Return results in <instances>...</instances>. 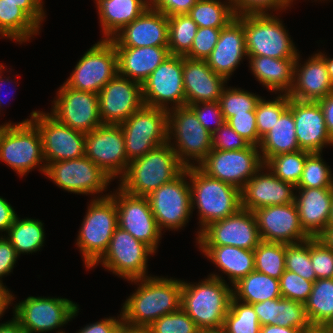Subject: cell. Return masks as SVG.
Returning <instances> with one entry per match:
<instances>
[{"mask_svg":"<svg viewBox=\"0 0 333 333\" xmlns=\"http://www.w3.org/2000/svg\"><path fill=\"white\" fill-rule=\"evenodd\" d=\"M191 190V209H198L199 233L210 223L237 213L241 207V190L236 186L212 178L199 167L187 168Z\"/></svg>","mask_w":333,"mask_h":333,"instance_id":"3957f363","label":"cell"},{"mask_svg":"<svg viewBox=\"0 0 333 333\" xmlns=\"http://www.w3.org/2000/svg\"><path fill=\"white\" fill-rule=\"evenodd\" d=\"M155 252L119 226L114 231L104 255L91 267L98 264L127 281L149 277L148 258Z\"/></svg>","mask_w":333,"mask_h":333,"instance_id":"8fae6325","label":"cell"},{"mask_svg":"<svg viewBox=\"0 0 333 333\" xmlns=\"http://www.w3.org/2000/svg\"><path fill=\"white\" fill-rule=\"evenodd\" d=\"M184 170L185 167L167 142L130 161L126 172L118 180V187L128 194L147 197Z\"/></svg>","mask_w":333,"mask_h":333,"instance_id":"277c9868","label":"cell"},{"mask_svg":"<svg viewBox=\"0 0 333 333\" xmlns=\"http://www.w3.org/2000/svg\"><path fill=\"white\" fill-rule=\"evenodd\" d=\"M254 212L240 209L237 213L207 225L196 241L199 246H235L254 250L261 242Z\"/></svg>","mask_w":333,"mask_h":333,"instance_id":"ffe728a7","label":"cell"},{"mask_svg":"<svg viewBox=\"0 0 333 333\" xmlns=\"http://www.w3.org/2000/svg\"><path fill=\"white\" fill-rule=\"evenodd\" d=\"M167 129L168 143L185 168L198 167L212 150V134L202 126L189 106L168 111Z\"/></svg>","mask_w":333,"mask_h":333,"instance_id":"52a82bcc","label":"cell"},{"mask_svg":"<svg viewBox=\"0 0 333 333\" xmlns=\"http://www.w3.org/2000/svg\"><path fill=\"white\" fill-rule=\"evenodd\" d=\"M250 145L259 147L255 112L236 114L226 121Z\"/></svg>","mask_w":333,"mask_h":333,"instance_id":"680465c9","label":"cell"},{"mask_svg":"<svg viewBox=\"0 0 333 333\" xmlns=\"http://www.w3.org/2000/svg\"><path fill=\"white\" fill-rule=\"evenodd\" d=\"M295 189L263 165L241 189V207L253 212L266 206L293 203Z\"/></svg>","mask_w":333,"mask_h":333,"instance_id":"d4e9b609","label":"cell"},{"mask_svg":"<svg viewBox=\"0 0 333 333\" xmlns=\"http://www.w3.org/2000/svg\"><path fill=\"white\" fill-rule=\"evenodd\" d=\"M289 108L295 122L296 138L300 150L322 153L323 148L333 146L321 106L318 101H301L289 97Z\"/></svg>","mask_w":333,"mask_h":333,"instance_id":"cb8c5ba5","label":"cell"},{"mask_svg":"<svg viewBox=\"0 0 333 333\" xmlns=\"http://www.w3.org/2000/svg\"><path fill=\"white\" fill-rule=\"evenodd\" d=\"M221 29L198 27L192 47L185 57L206 60L218 42Z\"/></svg>","mask_w":333,"mask_h":333,"instance_id":"11a10c76","label":"cell"},{"mask_svg":"<svg viewBox=\"0 0 333 333\" xmlns=\"http://www.w3.org/2000/svg\"><path fill=\"white\" fill-rule=\"evenodd\" d=\"M30 118L41 135L46 167L85 156V133L60 123L48 112L32 111Z\"/></svg>","mask_w":333,"mask_h":333,"instance_id":"2e32d148","label":"cell"},{"mask_svg":"<svg viewBox=\"0 0 333 333\" xmlns=\"http://www.w3.org/2000/svg\"><path fill=\"white\" fill-rule=\"evenodd\" d=\"M115 333H147L146 329L130 327L125 324H122Z\"/></svg>","mask_w":333,"mask_h":333,"instance_id":"753ad0ef","label":"cell"},{"mask_svg":"<svg viewBox=\"0 0 333 333\" xmlns=\"http://www.w3.org/2000/svg\"><path fill=\"white\" fill-rule=\"evenodd\" d=\"M224 277L212 273L199 283L182 281L181 308L200 330H222L233 296Z\"/></svg>","mask_w":333,"mask_h":333,"instance_id":"7a4b0ae2","label":"cell"},{"mask_svg":"<svg viewBox=\"0 0 333 333\" xmlns=\"http://www.w3.org/2000/svg\"><path fill=\"white\" fill-rule=\"evenodd\" d=\"M263 165L259 147L249 145L242 150L212 149L198 167L208 176L241 190Z\"/></svg>","mask_w":333,"mask_h":333,"instance_id":"e0dca14e","label":"cell"},{"mask_svg":"<svg viewBox=\"0 0 333 333\" xmlns=\"http://www.w3.org/2000/svg\"><path fill=\"white\" fill-rule=\"evenodd\" d=\"M261 325L252 304L230 300L229 310L224 318L223 333H260Z\"/></svg>","mask_w":333,"mask_h":333,"instance_id":"60d3db41","label":"cell"},{"mask_svg":"<svg viewBox=\"0 0 333 333\" xmlns=\"http://www.w3.org/2000/svg\"><path fill=\"white\" fill-rule=\"evenodd\" d=\"M311 153L305 160L304 170L296 188H333L332 168L321 157Z\"/></svg>","mask_w":333,"mask_h":333,"instance_id":"7dc6e473","label":"cell"},{"mask_svg":"<svg viewBox=\"0 0 333 333\" xmlns=\"http://www.w3.org/2000/svg\"><path fill=\"white\" fill-rule=\"evenodd\" d=\"M310 260L316 279L333 278V250L319 237H310Z\"/></svg>","mask_w":333,"mask_h":333,"instance_id":"f5cc1de1","label":"cell"},{"mask_svg":"<svg viewBox=\"0 0 333 333\" xmlns=\"http://www.w3.org/2000/svg\"><path fill=\"white\" fill-rule=\"evenodd\" d=\"M111 192L117 206L118 226L156 253L163 234L151 211L148 198L128 194L119 187Z\"/></svg>","mask_w":333,"mask_h":333,"instance_id":"44dd1931","label":"cell"},{"mask_svg":"<svg viewBox=\"0 0 333 333\" xmlns=\"http://www.w3.org/2000/svg\"><path fill=\"white\" fill-rule=\"evenodd\" d=\"M311 152L299 150L271 157L264 165L279 179L297 187Z\"/></svg>","mask_w":333,"mask_h":333,"instance_id":"7bdbcfd3","label":"cell"},{"mask_svg":"<svg viewBox=\"0 0 333 333\" xmlns=\"http://www.w3.org/2000/svg\"><path fill=\"white\" fill-rule=\"evenodd\" d=\"M275 325L302 329L305 333H314L305 311L304 303L285 299H275Z\"/></svg>","mask_w":333,"mask_h":333,"instance_id":"bcb514c9","label":"cell"},{"mask_svg":"<svg viewBox=\"0 0 333 333\" xmlns=\"http://www.w3.org/2000/svg\"><path fill=\"white\" fill-rule=\"evenodd\" d=\"M314 333H333V329H320V330H315Z\"/></svg>","mask_w":333,"mask_h":333,"instance_id":"09005b40","label":"cell"},{"mask_svg":"<svg viewBox=\"0 0 333 333\" xmlns=\"http://www.w3.org/2000/svg\"><path fill=\"white\" fill-rule=\"evenodd\" d=\"M96 7L104 35L101 39L110 40L149 7V0H99Z\"/></svg>","mask_w":333,"mask_h":333,"instance_id":"d6a6232c","label":"cell"},{"mask_svg":"<svg viewBox=\"0 0 333 333\" xmlns=\"http://www.w3.org/2000/svg\"><path fill=\"white\" fill-rule=\"evenodd\" d=\"M187 177V168H185L177 178L163 184L147 196L161 231L180 230L187 225L192 216L191 190Z\"/></svg>","mask_w":333,"mask_h":333,"instance_id":"4fadbf2b","label":"cell"},{"mask_svg":"<svg viewBox=\"0 0 333 333\" xmlns=\"http://www.w3.org/2000/svg\"><path fill=\"white\" fill-rule=\"evenodd\" d=\"M254 77L268 91L288 94L293 86L294 63L297 58L277 59L267 56H248Z\"/></svg>","mask_w":333,"mask_h":333,"instance_id":"1f68e13d","label":"cell"},{"mask_svg":"<svg viewBox=\"0 0 333 333\" xmlns=\"http://www.w3.org/2000/svg\"><path fill=\"white\" fill-rule=\"evenodd\" d=\"M85 156L112 180L120 179L130 162L126 156L125 140L121 126L103 124L86 133Z\"/></svg>","mask_w":333,"mask_h":333,"instance_id":"ac0fdd59","label":"cell"},{"mask_svg":"<svg viewBox=\"0 0 333 333\" xmlns=\"http://www.w3.org/2000/svg\"><path fill=\"white\" fill-rule=\"evenodd\" d=\"M260 155L265 164L271 157L299 151L292 110L288 107L270 131L261 139Z\"/></svg>","mask_w":333,"mask_h":333,"instance_id":"e575fe53","label":"cell"},{"mask_svg":"<svg viewBox=\"0 0 333 333\" xmlns=\"http://www.w3.org/2000/svg\"><path fill=\"white\" fill-rule=\"evenodd\" d=\"M199 333H223L222 330H200Z\"/></svg>","mask_w":333,"mask_h":333,"instance_id":"b9fcfbb0","label":"cell"},{"mask_svg":"<svg viewBox=\"0 0 333 333\" xmlns=\"http://www.w3.org/2000/svg\"><path fill=\"white\" fill-rule=\"evenodd\" d=\"M318 54L324 59L326 63L328 75L331 83L333 84V58L325 55V53L323 54L321 51H319Z\"/></svg>","mask_w":333,"mask_h":333,"instance_id":"34e18365","label":"cell"},{"mask_svg":"<svg viewBox=\"0 0 333 333\" xmlns=\"http://www.w3.org/2000/svg\"><path fill=\"white\" fill-rule=\"evenodd\" d=\"M0 333H27V331L13 317L12 320L0 323Z\"/></svg>","mask_w":333,"mask_h":333,"instance_id":"2644e50d","label":"cell"},{"mask_svg":"<svg viewBox=\"0 0 333 333\" xmlns=\"http://www.w3.org/2000/svg\"><path fill=\"white\" fill-rule=\"evenodd\" d=\"M119 125L129 161L168 142V110L143 105Z\"/></svg>","mask_w":333,"mask_h":333,"instance_id":"9c48e42d","label":"cell"},{"mask_svg":"<svg viewBox=\"0 0 333 333\" xmlns=\"http://www.w3.org/2000/svg\"><path fill=\"white\" fill-rule=\"evenodd\" d=\"M44 223L38 219L22 218L16 216L5 236L17 254H32L40 251L44 246L45 231Z\"/></svg>","mask_w":333,"mask_h":333,"instance_id":"f35d334b","label":"cell"},{"mask_svg":"<svg viewBox=\"0 0 333 333\" xmlns=\"http://www.w3.org/2000/svg\"><path fill=\"white\" fill-rule=\"evenodd\" d=\"M285 270L314 282L316 274L310 260V238L296 244H285Z\"/></svg>","mask_w":333,"mask_h":333,"instance_id":"681fc988","label":"cell"},{"mask_svg":"<svg viewBox=\"0 0 333 333\" xmlns=\"http://www.w3.org/2000/svg\"><path fill=\"white\" fill-rule=\"evenodd\" d=\"M253 212L262 241L288 245L310 238L301 226L295 202L266 206Z\"/></svg>","mask_w":333,"mask_h":333,"instance_id":"603a6c76","label":"cell"},{"mask_svg":"<svg viewBox=\"0 0 333 333\" xmlns=\"http://www.w3.org/2000/svg\"><path fill=\"white\" fill-rule=\"evenodd\" d=\"M255 270L280 279L285 271V244L261 241L254 249Z\"/></svg>","mask_w":333,"mask_h":333,"instance_id":"ee69618b","label":"cell"},{"mask_svg":"<svg viewBox=\"0 0 333 333\" xmlns=\"http://www.w3.org/2000/svg\"><path fill=\"white\" fill-rule=\"evenodd\" d=\"M198 248L216 265V268H219V271L228 276L231 286L255 270L254 250L230 245L198 246Z\"/></svg>","mask_w":333,"mask_h":333,"instance_id":"836d02e7","label":"cell"},{"mask_svg":"<svg viewBox=\"0 0 333 333\" xmlns=\"http://www.w3.org/2000/svg\"><path fill=\"white\" fill-rule=\"evenodd\" d=\"M129 282L139 286L123 303V324L146 329L160 317L181 308V279L151 275Z\"/></svg>","mask_w":333,"mask_h":333,"instance_id":"6da1fadb","label":"cell"},{"mask_svg":"<svg viewBox=\"0 0 333 333\" xmlns=\"http://www.w3.org/2000/svg\"><path fill=\"white\" fill-rule=\"evenodd\" d=\"M260 333H305L302 329L294 327H281L278 325H263Z\"/></svg>","mask_w":333,"mask_h":333,"instance_id":"89a4df30","label":"cell"},{"mask_svg":"<svg viewBox=\"0 0 333 333\" xmlns=\"http://www.w3.org/2000/svg\"><path fill=\"white\" fill-rule=\"evenodd\" d=\"M118 318V319H117ZM123 324L122 314L118 317H107L100 321L86 325L76 333H115V331Z\"/></svg>","mask_w":333,"mask_h":333,"instance_id":"6125c7cd","label":"cell"},{"mask_svg":"<svg viewBox=\"0 0 333 333\" xmlns=\"http://www.w3.org/2000/svg\"><path fill=\"white\" fill-rule=\"evenodd\" d=\"M142 97L144 105L168 111L186 106L183 56L167 57L142 83Z\"/></svg>","mask_w":333,"mask_h":333,"instance_id":"9a60e30c","label":"cell"},{"mask_svg":"<svg viewBox=\"0 0 333 333\" xmlns=\"http://www.w3.org/2000/svg\"><path fill=\"white\" fill-rule=\"evenodd\" d=\"M318 103L323 110L328 133L333 140V93H330L326 97L318 100Z\"/></svg>","mask_w":333,"mask_h":333,"instance_id":"003e7915","label":"cell"},{"mask_svg":"<svg viewBox=\"0 0 333 333\" xmlns=\"http://www.w3.org/2000/svg\"><path fill=\"white\" fill-rule=\"evenodd\" d=\"M79 229L76 246L87 269L106 252L111 237L118 227L117 206L111 195L92 198Z\"/></svg>","mask_w":333,"mask_h":333,"instance_id":"8992f818","label":"cell"},{"mask_svg":"<svg viewBox=\"0 0 333 333\" xmlns=\"http://www.w3.org/2000/svg\"><path fill=\"white\" fill-rule=\"evenodd\" d=\"M304 305L314 330L333 329V278L316 279Z\"/></svg>","mask_w":333,"mask_h":333,"instance_id":"d590c367","label":"cell"},{"mask_svg":"<svg viewBox=\"0 0 333 333\" xmlns=\"http://www.w3.org/2000/svg\"><path fill=\"white\" fill-rule=\"evenodd\" d=\"M45 176L59 188L73 194H97L94 198L110 195L103 192H106L112 179L86 156L52 162L46 167Z\"/></svg>","mask_w":333,"mask_h":333,"instance_id":"5bb4252c","label":"cell"},{"mask_svg":"<svg viewBox=\"0 0 333 333\" xmlns=\"http://www.w3.org/2000/svg\"><path fill=\"white\" fill-rule=\"evenodd\" d=\"M41 28L15 3L0 0V36L25 43L38 35Z\"/></svg>","mask_w":333,"mask_h":333,"instance_id":"8d00e7d4","label":"cell"},{"mask_svg":"<svg viewBox=\"0 0 333 333\" xmlns=\"http://www.w3.org/2000/svg\"><path fill=\"white\" fill-rule=\"evenodd\" d=\"M237 18L243 23L247 56L297 58L300 52L278 15H242Z\"/></svg>","mask_w":333,"mask_h":333,"instance_id":"ba28073f","label":"cell"},{"mask_svg":"<svg viewBox=\"0 0 333 333\" xmlns=\"http://www.w3.org/2000/svg\"><path fill=\"white\" fill-rule=\"evenodd\" d=\"M17 213L11 204L2 196H0V233L8 232L13 224Z\"/></svg>","mask_w":333,"mask_h":333,"instance_id":"03108f58","label":"cell"},{"mask_svg":"<svg viewBox=\"0 0 333 333\" xmlns=\"http://www.w3.org/2000/svg\"><path fill=\"white\" fill-rule=\"evenodd\" d=\"M262 96L256 93L245 91L242 88L224 87L219 105L222 110L225 121L236 114H247L255 112L258 101Z\"/></svg>","mask_w":333,"mask_h":333,"instance_id":"f6af8a7d","label":"cell"},{"mask_svg":"<svg viewBox=\"0 0 333 333\" xmlns=\"http://www.w3.org/2000/svg\"><path fill=\"white\" fill-rule=\"evenodd\" d=\"M0 160L20 177L37 167L45 175L42 139L31 118L16 124L10 121L0 124Z\"/></svg>","mask_w":333,"mask_h":333,"instance_id":"5b68a950","label":"cell"},{"mask_svg":"<svg viewBox=\"0 0 333 333\" xmlns=\"http://www.w3.org/2000/svg\"><path fill=\"white\" fill-rule=\"evenodd\" d=\"M252 305L261 326L275 325V299H268Z\"/></svg>","mask_w":333,"mask_h":333,"instance_id":"e7e4bbea","label":"cell"},{"mask_svg":"<svg viewBox=\"0 0 333 333\" xmlns=\"http://www.w3.org/2000/svg\"><path fill=\"white\" fill-rule=\"evenodd\" d=\"M279 286L282 298L305 303L312 291L313 282L285 270L279 279Z\"/></svg>","mask_w":333,"mask_h":333,"instance_id":"db71d44e","label":"cell"},{"mask_svg":"<svg viewBox=\"0 0 333 333\" xmlns=\"http://www.w3.org/2000/svg\"><path fill=\"white\" fill-rule=\"evenodd\" d=\"M19 255L10 243V241L4 236H0V285L4 286L1 280L4 276L10 275L13 272V268L16 265V261Z\"/></svg>","mask_w":333,"mask_h":333,"instance_id":"94428289","label":"cell"},{"mask_svg":"<svg viewBox=\"0 0 333 333\" xmlns=\"http://www.w3.org/2000/svg\"><path fill=\"white\" fill-rule=\"evenodd\" d=\"M328 227H333V203H332V208H331L330 219L328 222Z\"/></svg>","mask_w":333,"mask_h":333,"instance_id":"2a66077c","label":"cell"},{"mask_svg":"<svg viewBox=\"0 0 333 333\" xmlns=\"http://www.w3.org/2000/svg\"><path fill=\"white\" fill-rule=\"evenodd\" d=\"M294 202L300 223L310 237H319L328 227L333 188H296ZM298 191V194H296Z\"/></svg>","mask_w":333,"mask_h":333,"instance_id":"f546056e","label":"cell"},{"mask_svg":"<svg viewBox=\"0 0 333 333\" xmlns=\"http://www.w3.org/2000/svg\"><path fill=\"white\" fill-rule=\"evenodd\" d=\"M8 289L7 286L0 285V318L4 316L8 306H12L11 303L15 300L14 295Z\"/></svg>","mask_w":333,"mask_h":333,"instance_id":"a7ac6f4b","label":"cell"},{"mask_svg":"<svg viewBox=\"0 0 333 333\" xmlns=\"http://www.w3.org/2000/svg\"><path fill=\"white\" fill-rule=\"evenodd\" d=\"M188 15L198 27L223 28L236 16L229 0H198Z\"/></svg>","mask_w":333,"mask_h":333,"instance_id":"ab89813d","label":"cell"},{"mask_svg":"<svg viewBox=\"0 0 333 333\" xmlns=\"http://www.w3.org/2000/svg\"><path fill=\"white\" fill-rule=\"evenodd\" d=\"M189 107L194 111L202 126L211 134L226 122L219 102L194 103ZM209 120L213 123L211 124Z\"/></svg>","mask_w":333,"mask_h":333,"instance_id":"9f6ffc18","label":"cell"},{"mask_svg":"<svg viewBox=\"0 0 333 333\" xmlns=\"http://www.w3.org/2000/svg\"><path fill=\"white\" fill-rule=\"evenodd\" d=\"M115 47H168V17L147 8L137 19L124 26L110 39Z\"/></svg>","mask_w":333,"mask_h":333,"instance_id":"484cf974","label":"cell"},{"mask_svg":"<svg viewBox=\"0 0 333 333\" xmlns=\"http://www.w3.org/2000/svg\"><path fill=\"white\" fill-rule=\"evenodd\" d=\"M169 42L171 55L185 56L191 49L198 26L188 14L168 17Z\"/></svg>","mask_w":333,"mask_h":333,"instance_id":"b9f144b4","label":"cell"},{"mask_svg":"<svg viewBox=\"0 0 333 333\" xmlns=\"http://www.w3.org/2000/svg\"><path fill=\"white\" fill-rule=\"evenodd\" d=\"M118 74L143 83L171 54L168 47H115Z\"/></svg>","mask_w":333,"mask_h":333,"instance_id":"4dcf8cb0","label":"cell"},{"mask_svg":"<svg viewBox=\"0 0 333 333\" xmlns=\"http://www.w3.org/2000/svg\"><path fill=\"white\" fill-rule=\"evenodd\" d=\"M300 60L298 54L294 63L293 86L288 96L301 101H318L333 93V84L324 59L315 53L304 64Z\"/></svg>","mask_w":333,"mask_h":333,"instance_id":"4316f807","label":"cell"},{"mask_svg":"<svg viewBox=\"0 0 333 333\" xmlns=\"http://www.w3.org/2000/svg\"><path fill=\"white\" fill-rule=\"evenodd\" d=\"M147 333H199L193 319L180 308L177 312L165 314L149 327L146 328Z\"/></svg>","mask_w":333,"mask_h":333,"instance_id":"f907efd6","label":"cell"},{"mask_svg":"<svg viewBox=\"0 0 333 333\" xmlns=\"http://www.w3.org/2000/svg\"><path fill=\"white\" fill-rule=\"evenodd\" d=\"M212 149L217 150H242L250 144L241 137L227 122L212 134Z\"/></svg>","mask_w":333,"mask_h":333,"instance_id":"6f0895ef","label":"cell"},{"mask_svg":"<svg viewBox=\"0 0 333 333\" xmlns=\"http://www.w3.org/2000/svg\"><path fill=\"white\" fill-rule=\"evenodd\" d=\"M103 124L119 125L143 105L142 84L117 74L98 93Z\"/></svg>","mask_w":333,"mask_h":333,"instance_id":"7402d4cb","label":"cell"},{"mask_svg":"<svg viewBox=\"0 0 333 333\" xmlns=\"http://www.w3.org/2000/svg\"><path fill=\"white\" fill-rule=\"evenodd\" d=\"M117 74L115 46L111 40L100 39L83 54L64 83L78 91L98 94Z\"/></svg>","mask_w":333,"mask_h":333,"instance_id":"7c38bea8","label":"cell"},{"mask_svg":"<svg viewBox=\"0 0 333 333\" xmlns=\"http://www.w3.org/2000/svg\"><path fill=\"white\" fill-rule=\"evenodd\" d=\"M52 105L50 114L74 130L86 134L103 125L96 93L78 91L63 83Z\"/></svg>","mask_w":333,"mask_h":333,"instance_id":"d6986e66","label":"cell"},{"mask_svg":"<svg viewBox=\"0 0 333 333\" xmlns=\"http://www.w3.org/2000/svg\"><path fill=\"white\" fill-rule=\"evenodd\" d=\"M17 4L40 28L46 17L43 0H5Z\"/></svg>","mask_w":333,"mask_h":333,"instance_id":"be15d7a7","label":"cell"},{"mask_svg":"<svg viewBox=\"0 0 333 333\" xmlns=\"http://www.w3.org/2000/svg\"><path fill=\"white\" fill-rule=\"evenodd\" d=\"M322 241L333 250V227L327 229L319 236Z\"/></svg>","mask_w":333,"mask_h":333,"instance_id":"8c879c8a","label":"cell"},{"mask_svg":"<svg viewBox=\"0 0 333 333\" xmlns=\"http://www.w3.org/2000/svg\"><path fill=\"white\" fill-rule=\"evenodd\" d=\"M198 0H149V8L162 12L167 17L188 14Z\"/></svg>","mask_w":333,"mask_h":333,"instance_id":"91938a15","label":"cell"},{"mask_svg":"<svg viewBox=\"0 0 333 333\" xmlns=\"http://www.w3.org/2000/svg\"><path fill=\"white\" fill-rule=\"evenodd\" d=\"M289 107L288 94H278L273 100L260 98L255 109L259 145L281 114Z\"/></svg>","mask_w":333,"mask_h":333,"instance_id":"c3c4849f","label":"cell"},{"mask_svg":"<svg viewBox=\"0 0 333 333\" xmlns=\"http://www.w3.org/2000/svg\"><path fill=\"white\" fill-rule=\"evenodd\" d=\"M232 294L236 300L248 304L282 297L279 280L256 270L234 284Z\"/></svg>","mask_w":333,"mask_h":333,"instance_id":"74e56055","label":"cell"},{"mask_svg":"<svg viewBox=\"0 0 333 333\" xmlns=\"http://www.w3.org/2000/svg\"><path fill=\"white\" fill-rule=\"evenodd\" d=\"M244 58L248 56L243 23L235 17L221 29L218 42L206 62L216 74L229 81Z\"/></svg>","mask_w":333,"mask_h":333,"instance_id":"83f0119b","label":"cell"},{"mask_svg":"<svg viewBox=\"0 0 333 333\" xmlns=\"http://www.w3.org/2000/svg\"><path fill=\"white\" fill-rule=\"evenodd\" d=\"M5 67H6V66H3V64H0V112H1V108H2V106L4 107V104H3L4 102H3V101H4V99H5V98H3L2 95H1V92H2V89H1V88H2V86H3L4 83H5V84H8V83H11V81H12V80H10V77H9V76L6 77L5 79L2 78V76H3V75H2V73H3L2 71H5V70H4ZM5 84H4V85H5ZM9 85H10V84H9ZM2 104H3V105H2Z\"/></svg>","mask_w":333,"mask_h":333,"instance_id":"11e5206c","label":"cell"},{"mask_svg":"<svg viewBox=\"0 0 333 333\" xmlns=\"http://www.w3.org/2000/svg\"><path fill=\"white\" fill-rule=\"evenodd\" d=\"M56 333H65L64 331H60V328H59V331L57 330V331H55Z\"/></svg>","mask_w":333,"mask_h":333,"instance_id":"979ff035","label":"cell"},{"mask_svg":"<svg viewBox=\"0 0 333 333\" xmlns=\"http://www.w3.org/2000/svg\"><path fill=\"white\" fill-rule=\"evenodd\" d=\"M236 17L242 15L274 14L291 8L294 0H229ZM289 7V8H288ZM272 10V11H271ZM270 11V13L268 12Z\"/></svg>","mask_w":333,"mask_h":333,"instance_id":"816d5d0a","label":"cell"},{"mask_svg":"<svg viewBox=\"0 0 333 333\" xmlns=\"http://www.w3.org/2000/svg\"><path fill=\"white\" fill-rule=\"evenodd\" d=\"M183 83L186 106L201 102H218L227 80L216 74L206 60L183 56Z\"/></svg>","mask_w":333,"mask_h":333,"instance_id":"f1b7e54d","label":"cell"},{"mask_svg":"<svg viewBox=\"0 0 333 333\" xmlns=\"http://www.w3.org/2000/svg\"><path fill=\"white\" fill-rule=\"evenodd\" d=\"M13 306V316L27 333H46L63 327L79 313L67 298L29 296Z\"/></svg>","mask_w":333,"mask_h":333,"instance_id":"30bf717a","label":"cell"}]
</instances>
